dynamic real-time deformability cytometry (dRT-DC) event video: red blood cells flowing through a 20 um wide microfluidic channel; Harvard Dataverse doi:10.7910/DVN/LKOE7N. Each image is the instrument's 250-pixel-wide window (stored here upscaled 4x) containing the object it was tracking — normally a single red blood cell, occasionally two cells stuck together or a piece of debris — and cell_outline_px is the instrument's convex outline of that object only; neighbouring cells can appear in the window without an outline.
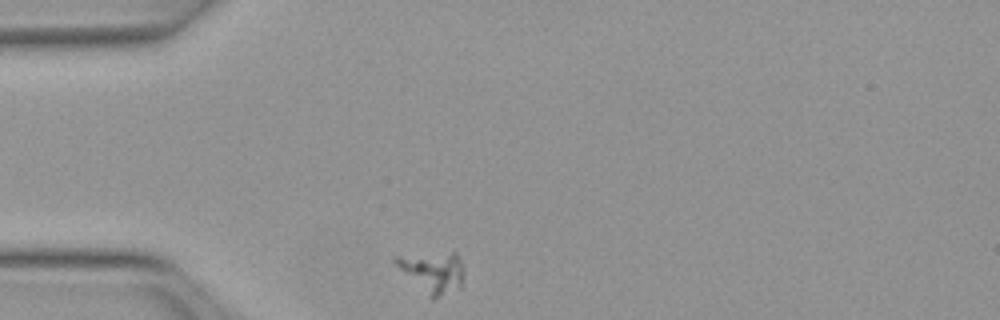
{"species": "Egyptian fruit bat (a non-hibernating species)", "species_latin": "Rousettus aegyptiacus", "temperature_condition": "warm", "stored_images_in_passage": 32, "camera_frame_rate_fps": 3000, "um_per_image_px": 0.085, "animal": {"sex": "female"}, "frame": {"image": 1, "passage_image": 1, "time_ms": 0.0, "image_size_px": [1000, 320], "cell_outline_px": [[464, 280], [460, 288], [432, 300], [392, 260], [392, 256], [452, 252], [456, 252], [460, 260], [464, 272]], "centroid_in_image_um": [36.82, 23.12], "position_along_channel_um": 48.2, "area_um2": 16.13}}
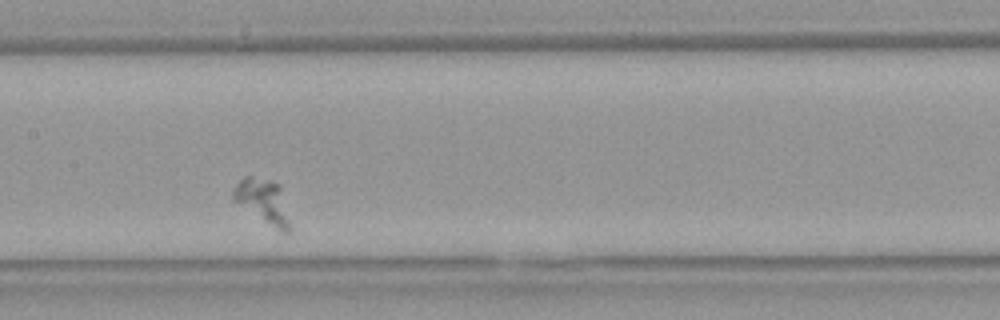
{"frame": {"image": 2, "passage_image": 14, "time_ms": 4.333, "image_size_px": [1000, 320], "cell_outline_px": [[288, 232], [284, 232], [276, 228], [232, 200], [232, 192], [236, 184], [244, 176], [252, 176], [272, 180], [280, 184], [288, 220]], "centroid_in_image_um": [22.31, 17.03], "position_along_channel_um": 185.1, "area_um2": 14.1}}
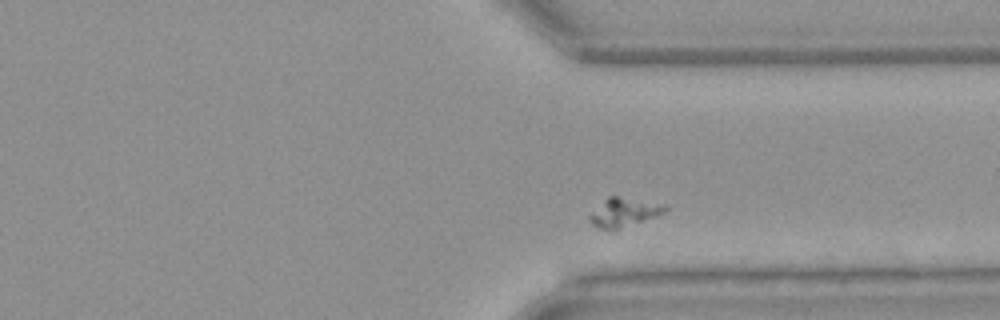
{"frame": {"image": 3, "passage_image": 28, "time_ms": 9.0, "image_size_px": [1000, 320], "cell_outline_px": [[668, 208], [664, 212], [612, 232], [600, 228], [592, 224], [588, 220], [588, 216], [608, 196], [616, 196], [664, 204]], "centroid_in_image_um": [52.98, 18.07], "position_along_channel_um": 358.4, "area_um2": 12.48}}